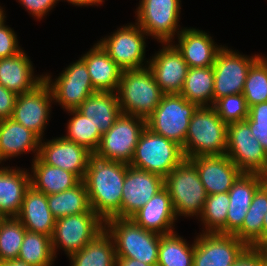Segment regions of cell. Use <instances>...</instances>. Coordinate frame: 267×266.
I'll return each mask as SVG.
<instances>
[{"label":"cell","instance_id":"4fadbf2b","mask_svg":"<svg viewBox=\"0 0 267 266\" xmlns=\"http://www.w3.org/2000/svg\"><path fill=\"white\" fill-rule=\"evenodd\" d=\"M145 128V119L121 113L113 126L102 134L96 152L112 161L129 165L139 137Z\"/></svg>","mask_w":267,"mask_h":266},{"label":"cell","instance_id":"7bdbcfd3","mask_svg":"<svg viewBox=\"0 0 267 266\" xmlns=\"http://www.w3.org/2000/svg\"><path fill=\"white\" fill-rule=\"evenodd\" d=\"M60 0H18L36 19H42Z\"/></svg>","mask_w":267,"mask_h":266},{"label":"cell","instance_id":"836d02e7","mask_svg":"<svg viewBox=\"0 0 267 266\" xmlns=\"http://www.w3.org/2000/svg\"><path fill=\"white\" fill-rule=\"evenodd\" d=\"M47 201L48 207L56 220L92 210L83 180L71 189L47 195Z\"/></svg>","mask_w":267,"mask_h":266},{"label":"cell","instance_id":"c3c4849f","mask_svg":"<svg viewBox=\"0 0 267 266\" xmlns=\"http://www.w3.org/2000/svg\"><path fill=\"white\" fill-rule=\"evenodd\" d=\"M116 266H151L136 259L116 258Z\"/></svg>","mask_w":267,"mask_h":266},{"label":"cell","instance_id":"5b68a950","mask_svg":"<svg viewBox=\"0 0 267 266\" xmlns=\"http://www.w3.org/2000/svg\"><path fill=\"white\" fill-rule=\"evenodd\" d=\"M164 187L169 192L177 218L199 217L208 194L189 159H184L164 178Z\"/></svg>","mask_w":267,"mask_h":266},{"label":"cell","instance_id":"9c48e42d","mask_svg":"<svg viewBox=\"0 0 267 266\" xmlns=\"http://www.w3.org/2000/svg\"><path fill=\"white\" fill-rule=\"evenodd\" d=\"M225 154L242 173L260 174L267 177V153L252 135L246 121L228 124Z\"/></svg>","mask_w":267,"mask_h":266},{"label":"cell","instance_id":"d6986e66","mask_svg":"<svg viewBox=\"0 0 267 266\" xmlns=\"http://www.w3.org/2000/svg\"><path fill=\"white\" fill-rule=\"evenodd\" d=\"M41 139L38 158L45 164L74 173L83 180L88 166L89 151L86 147L66 140L63 136L49 141Z\"/></svg>","mask_w":267,"mask_h":266},{"label":"cell","instance_id":"cb8c5ba5","mask_svg":"<svg viewBox=\"0 0 267 266\" xmlns=\"http://www.w3.org/2000/svg\"><path fill=\"white\" fill-rule=\"evenodd\" d=\"M24 50L9 58H0V84L17 95L35 89L44 75H35L32 61Z\"/></svg>","mask_w":267,"mask_h":266},{"label":"cell","instance_id":"52a82bcc","mask_svg":"<svg viewBox=\"0 0 267 266\" xmlns=\"http://www.w3.org/2000/svg\"><path fill=\"white\" fill-rule=\"evenodd\" d=\"M198 107L180 94H164L146 120V127L183 147L190 120Z\"/></svg>","mask_w":267,"mask_h":266},{"label":"cell","instance_id":"ac0fdd59","mask_svg":"<svg viewBox=\"0 0 267 266\" xmlns=\"http://www.w3.org/2000/svg\"><path fill=\"white\" fill-rule=\"evenodd\" d=\"M162 46L148 60V67L163 94H180L189 66L173 43H162Z\"/></svg>","mask_w":267,"mask_h":266},{"label":"cell","instance_id":"4dcf8cb0","mask_svg":"<svg viewBox=\"0 0 267 266\" xmlns=\"http://www.w3.org/2000/svg\"><path fill=\"white\" fill-rule=\"evenodd\" d=\"M267 213V180L255 192L242 226L234 233L249 247L263 240V222Z\"/></svg>","mask_w":267,"mask_h":266},{"label":"cell","instance_id":"ee69618b","mask_svg":"<svg viewBox=\"0 0 267 266\" xmlns=\"http://www.w3.org/2000/svg\"><path fill=\"white\" fill-rule=\"evenodd\" d=\"M17 96L0 84V120L11 118Z\"/></svg>","mask_w":267,"mask_h":266},{"label":"cell","instance_id":"bcb514c9","mask_svg":"<svg viewBox=\"0 0 267 266\" xmlns=\"http://www.w3.org/2000/svg\"><path fill=\"white\" fill-rule=\"evenodd\" d=\"M245 121L249 124L252 135L260 142L267 153V123H255L249 116Z\"/></svg>","mask_w":267,"mask_h":266},{"label":"cell","instance_id":"ba28073f","mask_svg":"<svg viewBox=\"0 0 267 266\" xmlns=\"http://www.w3.org/2000/svg\"><path fill=\"white\" fill-rule=\"evenodd\" d=\"M104 229L105 222L93 210L57 219L51 237L55 258L59 247L69 257L80 251Z\"/></svg>","mask_w":267,"mask_h":266},{"label":"cell","instance_id":"e575fe53","mask_svg":"<svg viewBox=\"0 0 267 266\" xmlns=\"http://www.w3.org/2000/svg\"><path fill=\"white\" fill-rule=\"evenodd\" d=\"M189 245L176 232L160 235L157 266H193L195 239Z\"/></svg>","mask_w":267,"mask_h":266},{"label":"cell","instance_id":"d4e9b609","mask_svg":"<svg viewBox=\"0 0 267 266\" xmlns=\"http://www.w3.org/2000/svg\"><path fill=\"white\" fill-rule=\"evenodd\" d=\"M41 138L12 118L0 120V164L9 158L33 152L38 156ZM4 160V161H3Z\"/></svg>","mask_w":267,"mask_h":266},{"label":"cell","instance_id":"6da1fadb","mask_svg":"<svg viewBox=\"0 0 267 266\" xmlns=\"http://www.w3.org/2000/svg\"><path fill=\"white\" fill-rule=\"evenodd\" d=\"M128 164L112 161L96 151L88 155V166L83 179L91 209L105 222L120 218L122 187Z\"/></svg>","mask_w":267,"mask_h":266},{"label":"cell","instance_id":"60d3db41","mask_svg":"<svg viewBox=\"0 0 267 266\" xmlns=\"http://www.w3.org/2000/svg\"><path fill=\"white\" fill-rule=\"evenodd\" d=\"M213 107L227 124L245 121L249 116V107L243 93L222 97L214 103Z\"/></svg>","mask_w":267,"mask_h":266},{"label":"cell","instance_id":"5bb4252c","mask_svg":"<svg viewBox=\"0 0 267 266\" xmlns=\"http://www.w3.org/2000/svg\"><path fill=\"white\" fill-rule=\"evenodd\" d=\"M261 57L241 55L236 50L224 47L218 52L213 64L214 103L225 96L243 92L247 74L251 66Z\"/></svg>","mask_w":267,"mask_h":266},{"label":"cell","instance_id":"277c9868","mask_svg":"<svg viewBox=\"0 0 267 266\" xmlns=\"http://www.w3.org/2000/svg\"><path fill=\"white\" fill-rule=\"evenodd\" d=\"M123 114L147 120L164 95L149 67L124 70L117 90Z\"/></svg>","mask_w":267,"mask_h":266},{"label":"cell","instance_id":"30bf717a","mask_svg":"<svg viewBox=\"0 0 267 266\" xmlns=\"http://www.w3.org/2000/svg\"><path fill=\"white\" fill-rule=\"evenodd\" d=\"M135 22L150 37L162 43H172L179 35L181 0H141ZM177 34H176V33Z\"/></svg>","mask_w":267,"mask_h":266},{"label":"cell","instance_id":"b9f144b4","mask_svg":"<svg viewBox=\"0 0 267 266\" xmlns=\"http://www.w3.org/2000/svg\"><path fill=\"white\" fill-rule=\"evenodd\" d=\"M5 18L0 21V58L13 57L22 51L17 34L5 24Z\"/></svg>","mask_w":267,"mask_h":266},{"label":"cell","instance_id":"7c38bea8","mask_svg":"<svg viewBox=\"0 0 267 266\" xmlns=\"http://www.w3.org/2000/svg\"><path fill=\"white\" fill-rule=\"evenodd\" d=\"M44 80L52 91L53 101L59 103L58 105L66 112L77 109L89 95L97 92L92 85L85 61L81 57L62 70L54 81L47 73L44 75Z\"/></svg>","mask_w":267,"mask_h":266},{"label":"cell","instance_id":"f1b7e54d","mask_svg":"<svg viewBox=\"0 0 267 266\" xmlns=\"http://www.w3.org/2000/svg\"><path fill=\"white\" fill-rule=\"evenodd\" d=\"M97 127L101 134L106 133L120 116L117 92H95L77 108Z\"/></svg>","mask_w":267,"mask_h":266},{"label":"cell","instance_id":"7dc6e473","mask_svg":"<svg viewBox=\"0 0 267 266\" xmlns=\"http://www.w3.org/2000/svg\"><path fill=\"white\" fill-rule=\"evenodd\" d=\"M249 117L255 123H267V102H262L250 106Z\"/></svg>","mask_w":267,"mask_h":266},{"label":"cell","instance_id":"2e32d148","mask_svg":"<svg viewBox=\"0 0 267 266\" xmlns=\"http://www.w3.org/2000/svg\"><path fill=\"white\" fill-rule=\"evenodd\" d=\"M51 102L52 91L44 80L35 89L17 96L11 118L43 139L50 118Z\"/></svg>","mask_w":267,"mask_h":266},{"label":"cell","instance_id":"7a4b0ae2","mask_svg":"<svg viewBox=\"0 0 267 266\" xmlns=\"http://www.w3.org/2000/svg\"><path fill=\"white\" fill-rule=\"evenodd\" d=\"M227 126L213 106L198 107L190 120L182 147L185 159L224 155L227 147Z\"/></svg>","mask_w":267,"mask_h":266},{"label":"cell","instance_id":"f35d334b","mask_svg":"<svg viewBox=\"0 0 267 266\" xmlns=\"http://www.w3.org/2000/svg\"><path fill=\"white\" fill-rule=\"evenodd\" d=\"M26 228L16 217H7L0 225V262L17 259Z\"/></svg>","mask_w":267,"mask_h":266},{"label":"cell","instance_id":"8fae6325","mask_svg":"<svg viewBox=\"0 0 267 266\" xmlns=\"http://www.w3.org/2000/svg\"><path fill=\"white\" fill-rule=\"evenodd\" d=\"M117 28L113 34L97 43L109 57L124 71L148 67L145 57L146 38L148 36L138 24ZM146 60V61H145ZM147 63L144 65V63Z\"/></svg>","mask_w":267,"mask_h":266},{"label":"cell","instance_id":"e0dca14e","mask_svg":"<svg viewBox=\"0 0 267 266\" xmlns=\"http://www.w3.org/2000/svg\"><path fill=\"white\" fill-rule=\"evenodd\" d=\"M163 188V177L128 165L122 187L120 218H131Z\"/></svg>","mask_w":267,"mask_h":266},{"label":"cell","instance_id":"1f68e13d","mask_svg":"<svg viewBox=\"0 0 267 266\" xmlns=\"http://www.w3.org/2000/svg\"><path fill=\"white\" fill-rule=\"evenodd\" d=\"M71 266H116L112 236L104 229L80 251L69 256Z\"/></svg>","mask_w":267,"mask_h":266},{"label":"cell","instance_id":"d590c367","mask_svg":"<svg viewBox=\"0 0 267 266\" xmlns=\"http://www.w3.org/2000/svg\"><path fill=\"white\" fill-rule=\"evenodd\" d=\"M17 259L31 266H51L55 261L51 237L27 230Z\"/></svg>","mask_w":267,"mask_h":266},{"label":"cell","instance_id":"9a60e30c","mask_svg":"<svg viewBox=\"0 0 267 266\" xmlns=\"http://www.w3.org/2000/svg\"><path fill=\"white\" fill-rule=\"evenodd\" d=\"M248 248L234 234L202 232L195 238L193 266H232Z\"/></svg>","mask_w":267,"mask_h":266},{"label":"cell","instance_id":"f546056e","mask_svg":"<svg viewBox=\"0 0 267 266\" xmlns=\"http://www.w3.org/2000/svg\"><path fill=\"white\" fill-rule=\"evenodd\" d=\"M31 169V186L45 195L71 189L81 181L74 173L45 164L38 157L32 160Z\"/></svg>","mask_w":267,"mask_h":266},{"label":"cell","instance_id":"603a6c76","mask_svg":"<svg viewBox=\"0 0 267 266\" xmlns=\"http://www.w3.org/2000/svg\"><path fill=\"white\" fill-rule=\"evenodd\" d=\"M267 180L260 174L242 173L229 190L230 205L226 219V234H234L243 224L257 189Z\"/></svg>","mask_w":267,"mask_h":266},{"label":"cell","instance_id":"7402d4cb","mask_svg":"<svg viewBox=\"0 0 267 266\" xmlns=\"http://www.w3.org/2000/svg\"><path fill=\"white\" fill-rule=\"evenodd\" d=\"M131 219L145 230L160 235L175 232L177 217L168 190L165 187L160 190Z\"/></svg>","mask_w":267,"mask_h":266},{"label":"cell","instance_id":"74e56055","mask_svg":"<svg viewBox=\"0 0 267 266\" xmlns=\"http://www.w3.org/2000/svg\"><path fill=\"white\" fill-rule=\"evenodd\" d=\"M73 117L68 120L67 133L63 136L66 140L75 142L86 147L89 151H96L102 134L89 119L81 114L77 109L68 110Z\"/></svg>","mask_w":267,"mask_h":266},{"label":"cell","instance_id":"3957f363","mask_svg":"<svg viewBox=\"0 0 267 266\" xmlns=\"http://www.w3.org/2000/svg\"><path fill=\"white\" fill-rule=\"evenodd\" d=\"M105 229L114 240L116 258L157 266L160 234L145 230L131 218L112 217L105 221Z\"/></svg>","mask_w":267,"mask_h":266},{"label":"cell","instance_id":"8d00e7d4","mask_svg":"<svg viewBox=\"0 0 267 266\" xmlns=\"http://www.w3.org/2000/svg\"><path fill=\"white\" fill-rule=\"evenodd\" d=\"M230 200L228 192L208 195L199 218L203 233L226 234V219ZM205 230V231H204Z\"/></svg>","mask_w":267,"mask_h":266},{"label":"cell","instance_id":"f6af8a7d","mask_svg":"<svg viewBox=\"0 0 267 266\" xmlns=\"http://www.w3.org/2000/svg\"><path fill=\"white\" fill-rule=\"evenodd\" d=\"M232 266H267V259L255 247H249Z\"/></svg>","mask_w":267,"mask_h":266},{"label":"cell","instance_id":"d6a6232c","mask_svg":"<svg viewBox=\"0 0 267 266\" xmlns=\"http://www.w3.org/2000/svg\"><path fill=\"white\" fill-rule=\"evenodd\" d=\"M213 94V67L189 68L180 95L189 102L195 103L199 107H202L214 105Z\"/></svg>","mask_w":267,"mask_h":266},{"label":"cell","instance_id":"4316f807","mask_svg":"<svg viewBox=\"0 0 267 266\" xmlns=\"http://www.w3.org/2000/svg\"><path fill=\"white\" fill-rule=\"evenodd\" d=\"M10 166L0 167V212L5 217H16L26 190L31 185L30 172Z\"/></svg>","mask_w":267,"mask_h":266},{"label":"cell","instance_id":"44dd1931","mask_svg":"<svg viewBox=\"0 0 267 266\" xmlns=\"http://www.w3.org/2000/svg\"><path fill=\"white\" fill-rule=\"evenodd\" d=\"M177 37L178 44L173 45L189 68L212 67L218 52L223 48L208 33L195 28H183Z\"/></svg>","mask_w":267,"mask_h":266},{"label":"cell","instance_id":"f5cc1de1","mask_svg":"<svg viewBox=\"0 0 267 266\" xmlns=\"http://www.w3.org/2000/svg\"><path fill=\"white\" fill-rule=\"evenodd\" d=\"M267 236V213L264 216L263 222V239Z\"/></svg>","mask_w":267,"mask_h":266},{"label":"cell","instance_id":"8992f818","mask_svg":"<svg viewBox=\"0 0 267 266\" xmlns=\"http://www.w3.org/2000/svg\"><path fill=\"white\" fill-rule=\"evenodd\" d=\"M184 159L180 145L146 127L139 137L129 166L165 178Z\"/></svg>","mask_w":267,"mask_h":266},{"label":"cell","instance_id":"484cf974","mask_svg":"<svg viewBox=\"0 0 267 266\" xmlns=\"http://www.w3.org/2000/svg\"><path fill=\"white\" fill-rule=\"evenodd\" d=\"M16 218L26 230L52 237L56 219L48 207L47 195L29 186Z\"/></svg>","mask_w":267,"mask_h":266},{"label":"cell","instance_id":"681fc988","mask_svg":"<svg viewBox=\"0 0 267 266\" xmlns=\"http://www.w3.org/2000/svg\"><path fill=\"white\" fill-rule=\"evenodd\" d=\"M65 1V0H64ZM67 2H69L70 4L72 5H75V6H99L101 5L104 0H66Z\"/></svg>","mask_w":267,"mask_h":266},{"label":"cell","instance_id":"ffe728a7","mask_svg":"<svg viewBox=\"0 0 267 266\" xmlns=\"http://www.w3.org/2000/svg\"><path fill=\"white\" fill-rule=\"evenodd\" d=\"M189 160L195 165L208 195L229 192L233 183L242 174L226 154L196 156Z\"/></svg>","mask_w":267,"mask_h":266},{"label":"cell","instance_id":"83f0119b","mask_svg":"<svg viewBox=\"0 0 267 266\" xmlns=\"http://www.w3.org/2000/svg\"><path fill=\"white\" fill-rule=\"evenodd\" d=\"M81 58L85 61L92 85L96 91L117 92L123 70L98 43L86 54H83Z\"/></svg>","mask_w":267,"mask_h":266},{"label":"cell","instance_id":"11a10c76","mask_svg":"<svg viewBox=\"0 0 267 266\" xmlns=\"http://www.w3.org/2000/svg\"><path fill=\"white\" fill-rule=\"evenodd\" d=\"M7 217H5L1 212H0V225L1 223L6 219Z\"/></svg>","mask_w":267,"mask_h":266},{"label":"cell","instance_id":"f907efd6","mask_svg":"<svg viewBox=\"0 0 267 266\" xmlns=\"http://www.w3.org/2000/svg\"><path fill=\"white\" fill-rule=\"evenodd\" d=\"M0 266H31V265H28L26 262L21 261L19 259H14L7 262H0Z\"/></svg>","mask_w":267,"mask_h":266},{"label":"cell","instance_id":"816d5d0a","mask_svg":"<svg viewBox=\"0 0 267 266\" xmlns=\"http://www.w3.org/2000/svg\"><path fill=\"white\" fill-rule=\"evenodd\" d=\"M255 248L267 259V236Z\"/></svg>","mask_w":267,"mask_h":266},{"label":"cell","instance_id":"db71d44e","mask_svg":"<svg viewBox=\"0 0 267 266\" xmlns=\"http://www.w3.org/2000/svg\"><path fill=\"white\" fill-rule=\"evenodd\" d=\"M4 8H2L1 6H0V21L4 18V17H6L5 15V13H4V10H3Z\"/></svg>","mask_w":267,"mask_h":266},{"label":"cell","instance_id":"ab89813d","mask_svg":"<svg viewBox=\"0 0 267 266\" xmlns=\"http://www.w3.org/2000/svg\"><path fill=\"white\" fill-rule=\"evenodd\" d=\"M242 93L248 107L267 102V57L261 56L251 66Z\"/></svg>","mask_w":267,"mask_h":266}]
</instances>
